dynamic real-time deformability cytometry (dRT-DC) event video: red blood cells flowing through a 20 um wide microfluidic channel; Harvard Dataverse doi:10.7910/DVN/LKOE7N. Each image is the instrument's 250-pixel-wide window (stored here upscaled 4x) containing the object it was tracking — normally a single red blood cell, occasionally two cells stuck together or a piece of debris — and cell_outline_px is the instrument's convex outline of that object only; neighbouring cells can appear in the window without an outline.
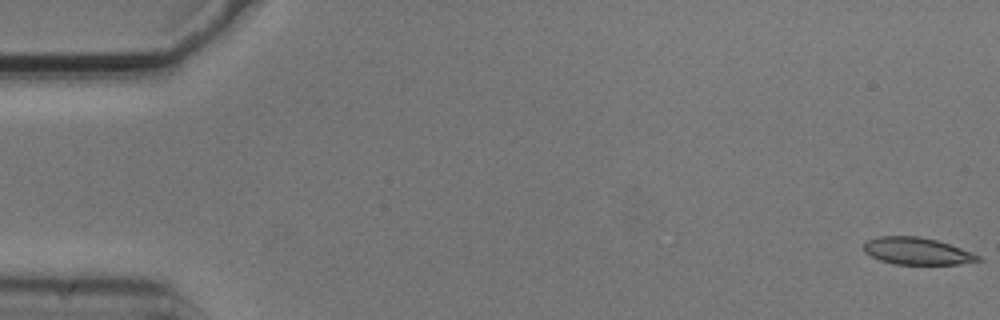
{"species": "common noctule bat (a hibernating species)", "species_latin": "Nyctalus noctula", "temperature_condition": "cold", "stored_images_in_passage": 6, "camera_frame_rate_fps": 3000, "um_per_image_px": 0.085, "animal": {"sex": "male", "body_mass_g": 20.5, "forearm_length_mm": 52.5}, "frame": {"image": 1, "passage_image": 1, "time_ms": 0.0, "image_size_px": [1000, 320], "cell_outline_px": [[984, 260], [960, 264], [896, 264], [880, 260], [864, 252], [864, 244], [868, 240], [876, 236], [916, 236], [936, 240], [972, 252], [980, 256]], "centroid_in_image_um": [77.95, 21.34], "position_along_channel_um": 7.0, "area_um2": 17.92}}
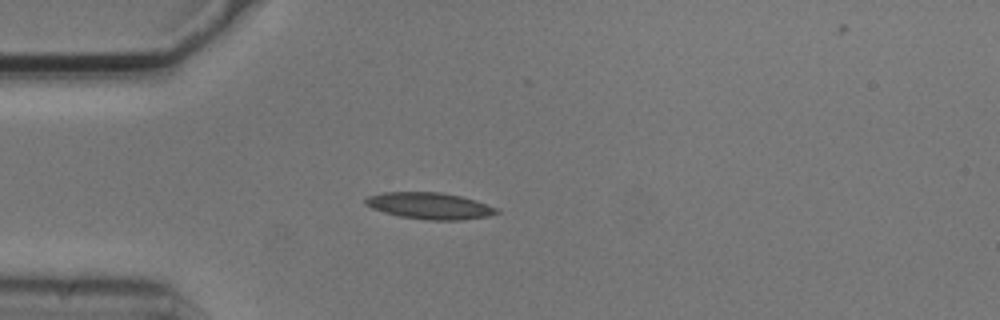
{"frame": {"image": 2, "passage_image": 5, "time_ms": 1.333, "image_size_px": [1000, 320], "cell_outline_px": [[500, 212], [488, 216], [460, 220], [428, 220], [400, 216], [384, 212], [372, 208], [364, 204], [364, 200], [368, 196], [384, 192], [440, 192], [460, 196], [476, 200], [500, 208]], "centroid_in_image_um": [36.55, 17.49], "position_along_channel_um": 48.5, "area_um2": 20.35}}